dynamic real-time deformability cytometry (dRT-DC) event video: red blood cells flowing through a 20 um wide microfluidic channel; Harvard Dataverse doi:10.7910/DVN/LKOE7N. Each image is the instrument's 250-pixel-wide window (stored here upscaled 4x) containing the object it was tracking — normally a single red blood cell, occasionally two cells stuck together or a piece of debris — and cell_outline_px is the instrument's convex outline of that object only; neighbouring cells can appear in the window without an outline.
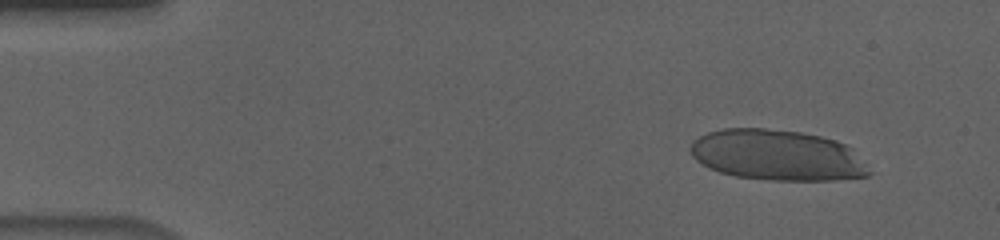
{"species": "human", "species_latin": "Homo sapiens", "temperature_condition": "cold", "stored_images_in_passage": 52, "camera_frame_rate_fps": 3000, "um_per_image_px": 0.085, "donor": {"sex": "male"}, "frame": {"image": 1, "passage_image": 1, "time_ms": 0.0, "image_size_px": [1000, 240], "cell_outline_px": [[872, 172], [868, 176], [836, 180], [772, 180], [736, 176], [720, 172], [708, 168], [696, 160], [692, 156], [688, 148], [692, 140], [708, 132], [724, 128], [764, 128], [800, 132], [820, 136], [836, 140], [852, 148]], "centroid_in_image_um": [66.04, 13.19], "position_along_channel_um": 19.0, "area_um2": 52.94}}
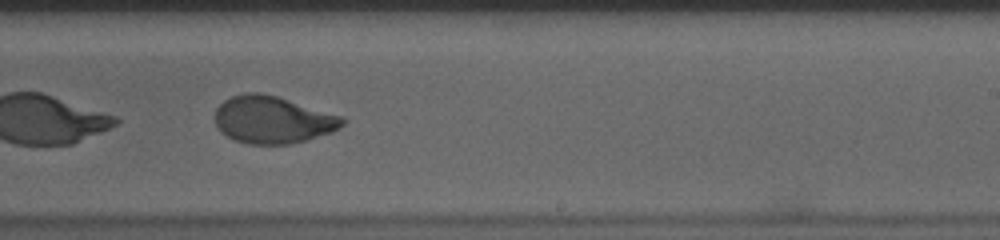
{"frame": {"image": 2, "passage_image": 31, "time_ms": 10.0, "image_size_px": [1000, 240], "cell_outline_px": [[348, 120], [340, 128], [332, 132], [304, 140], [288, 144], [248, 144], [236, 140], [220, 132], [212, 116], [216, 108], [224, 100], [232, 96], [244, 92], [260, 92], [276, 96], [344, 116]], "centroid_in_image_um": [23.17, 10.17], "position_along_channel_um": 265.8, "area_um2": 35.37}}
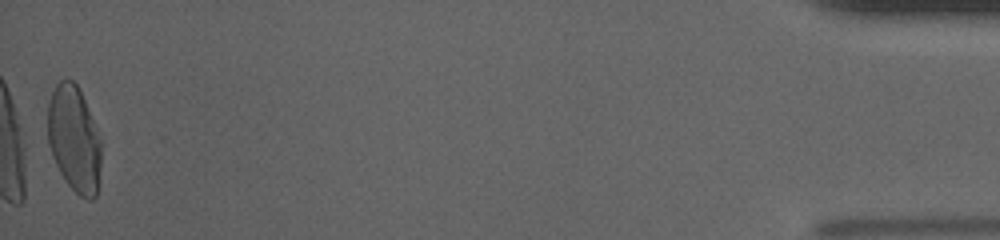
{"frame": {"image": 3, "passage_image": 52, "time_ms": 17.0, "image_size_px": [1000, 240], "cell_outline_px": [[100, 164], [96, 196], [92, 200], [88, 200], [80, 196], [64, 180], [52, 156], [48, 144], [48, 104], [52, 92], [56, 84], [60, 80], [72, 80], [80, 88], [100, 140]], "centroid_in_image_um": [6.28, 11.82], "position_along_channel_um": 428.9, "area_um2": 32.77}, "authors_computed_cell_mechanics": {"area_um2": 35.7204, "velocity_mm_per_s": 3.6326, "shape_relaxation_time_tau1_ms": 8.0674, "shape_relaxation_time_tau2_ms": null, "deformation_change_tau1": 0.2448, "deformation_change_tau2": null}}